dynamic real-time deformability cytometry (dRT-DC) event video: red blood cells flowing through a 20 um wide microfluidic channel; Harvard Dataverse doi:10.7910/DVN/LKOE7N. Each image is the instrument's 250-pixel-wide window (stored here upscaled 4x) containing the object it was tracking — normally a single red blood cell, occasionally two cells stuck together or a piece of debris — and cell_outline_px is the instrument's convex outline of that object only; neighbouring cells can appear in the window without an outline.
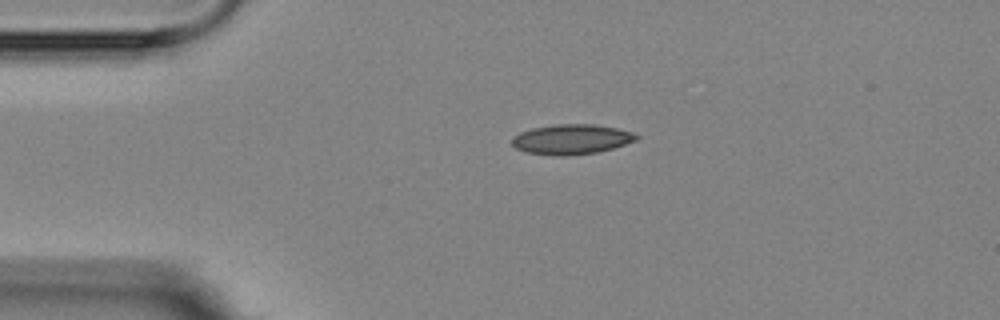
{"species": "Egyptian fruit bat (a non-hibernating species)", "species_latin": "Rousettus aegyptiacus", "temperature_condition": "room temperature", "stored_images_in_passage": 2, "camera_frame_rate_fps": 3000, "um_per_image_px": 0.085, "animal": {"sex": "female"}, "frame": {"image": 1, "passage_image": 1, "time_ms": 0.0, "image_size_px": [1000, 320], "cell_outline_px": [[640, 136], [636, 140], [612, 148], [596, 152], [564, 156], [556, 156], [524, 152], [516, 148], [512, 144], [512, 140], [520, 132], [532, 128], [556, 124], [596, 124], [636, 132]], "centroid_in_image_um": [48.59, 11.83], "position_along_channel_um": 36.4, "area_um2": 21.73}}